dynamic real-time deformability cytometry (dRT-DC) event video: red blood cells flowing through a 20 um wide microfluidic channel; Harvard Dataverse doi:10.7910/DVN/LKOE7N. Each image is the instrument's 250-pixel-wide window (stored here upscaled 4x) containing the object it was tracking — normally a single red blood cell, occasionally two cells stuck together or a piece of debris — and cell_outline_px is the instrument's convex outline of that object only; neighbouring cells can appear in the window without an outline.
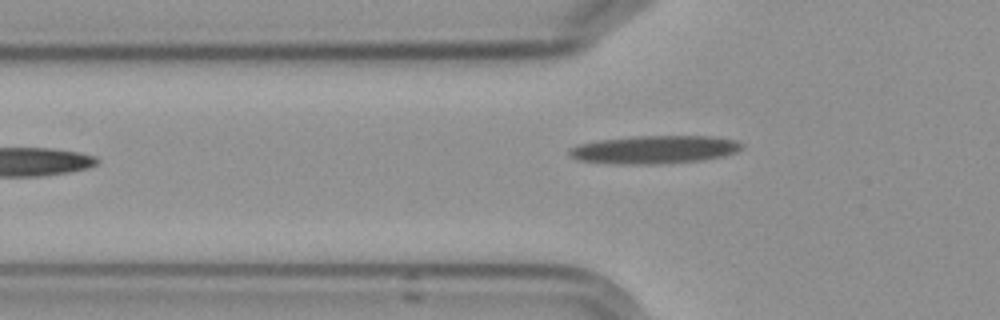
{"species": "Egyptian fruit bat (a non-hibernating species)", "species_latin": "Rousettus aegyptiacus", "temperature_condition": "cold", "stored_images_in_passage": 4, "camera_frame_rate_fps": 3000, "um_per_image_px": 0.085, "frame": {"image": 1, "passage_image": 4, "time_ms": 3.667, "image_size_px": [1000, 320], "cell_outline_px": [[744, 144], [736, 152], [720, 156], [700, 160], [664, 164], [608, 164], [576, 160], [568, 156], [568, 148], [576, 144], [596, 140], [632, 136], [712, 136], [736, 140]], "centroid_in_image_um": [55.51, 12.71], "position_along_channel_um": 70.3, "area_um2": 28.67}}